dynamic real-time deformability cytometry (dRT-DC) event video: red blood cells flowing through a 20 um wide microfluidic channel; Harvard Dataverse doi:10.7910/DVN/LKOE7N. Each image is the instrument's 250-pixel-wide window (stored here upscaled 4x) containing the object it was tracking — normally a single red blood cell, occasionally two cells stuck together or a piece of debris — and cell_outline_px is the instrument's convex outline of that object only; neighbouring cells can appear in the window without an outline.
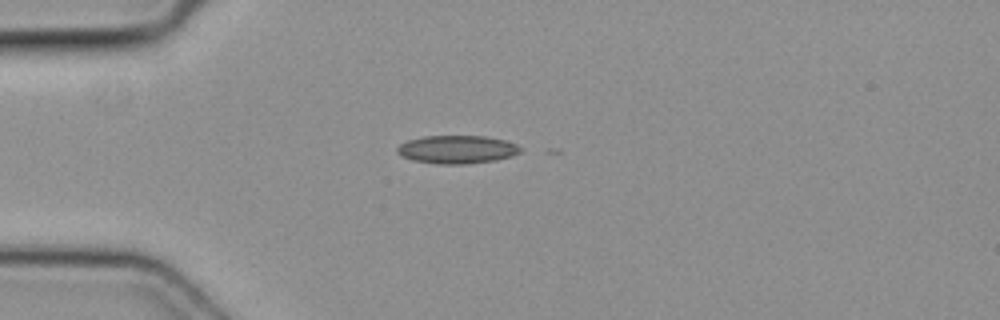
{"species": "common noctule bat (a hibernating species)", "species_latin": "Nyctalus noctula", "temperature_condition": "cold", "stored_images_in_passage": 4, "camera_frame_rate_fps": 3000, "um_per_image_px": 0.085, "animal": {"sex": "female", "body_mass_g": 19.3, "forearm_length_mm": 54.1}, "frame": {"image": 1, "passage_image": 4, "time_ms": 1.0, "image_size_px": [1000, 320], "cell_outline_px": [[520, 152], [512, 156], [496, 160], [464, 164], [436, 164], [412, 160], [396, 152], [396, 148], [400, 144], [408, 140], [424, 136], [484, 136], [504, 140], [516, 144], [520, 148]], "centroid_in_image_um": [38.83, 12.7], "position_along_channel_um": 46.2, "area_um2": 20.11}}